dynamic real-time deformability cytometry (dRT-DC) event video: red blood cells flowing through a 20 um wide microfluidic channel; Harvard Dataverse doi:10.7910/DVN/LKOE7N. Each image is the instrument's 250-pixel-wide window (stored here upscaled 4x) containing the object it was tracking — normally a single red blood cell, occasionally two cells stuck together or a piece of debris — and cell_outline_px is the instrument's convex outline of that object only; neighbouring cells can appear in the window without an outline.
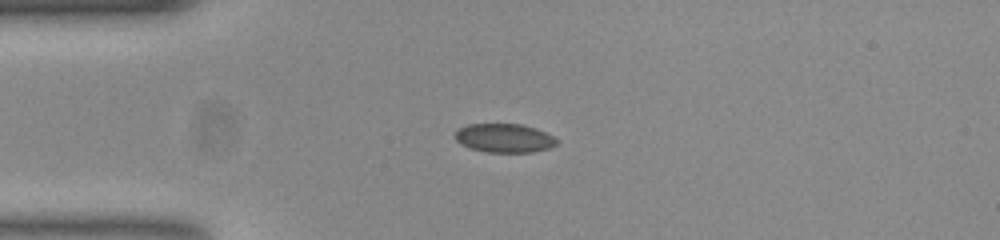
{"species": "common noctule bat (a hibernating species)", "species_latin": "Nyctalus noctula", "temperature_condition": "room temperature", "stored_images_in_passage": 42, "camera_frame_rate_fps": 3000, "um_per_image_px": 0.085, "animal": {"sex": "female", "body_mass_g": 23.0, "forearm_length_mm": 53.4}, "frame": {"image": 1, "passage_image": 1, "time_ms": 0.0, "image_size_px": [1000, 240], "cell_outline_px": [[560, 144], [552, 148], [532, 152], [488, 152], [472, 148], [460, 144], [456, 140], [456, 132], [460, 128], [468, 124], [524, 124], [536, 128], [560, 140]], "centroid_in_image_um": [42.94, 11.74], "position_along_channel_um": 42.1, "area_um2": 17.17}}
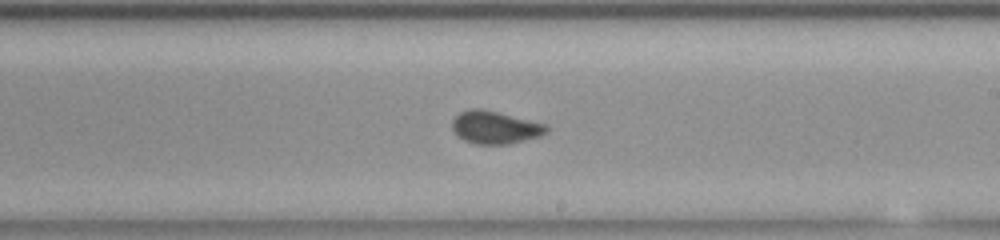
{"frame": {"image": 2, "passage_image": 19, "time_ms": 6.0, "image_size_px": [1000, 240], "cell_outline_px": [[548, 132], [540, 136], [508, 144], [476, 144], [464, 140], [452, 128], [452, 120], [460, 112], [468, 108], [484, 108], [548, 124]], "centroid_in_image_um": [42.11, 10.8], "position_along_channel_um": 246.9, "area_um2": 18.15}}
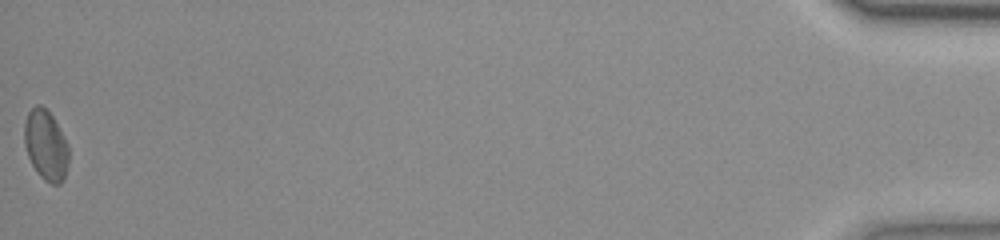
{"frame": {"image": 3, "passage_image": 42, "time_ms": 13.667, "image_size_px": [1000, 240], "cell_outline_px": [[68, 164], [64, 180], [60, 184], [52, 184], [44, 180], [36, 172], [28, 156], [24, 144], [24, 120], [28, 112], [36, 104], [40, 104], [52, 116], [68, 144]], "centroid_in_image_um": [3.88, 12.36], "position_along_channel_um": 431.3, "area_um2": 18.21}, "authors_computed_cell_mechanics": {"area_um2": 17.5712, "velocity_mm_per_s": 3.7613, "shape_relaxation_time_tau1_ms": 3.752, "shape_relaxation_time_tau2_ms": 1.0342, "deformation_change_tau1": 0.0756, "deformation_change_tau2": 0.0559}}